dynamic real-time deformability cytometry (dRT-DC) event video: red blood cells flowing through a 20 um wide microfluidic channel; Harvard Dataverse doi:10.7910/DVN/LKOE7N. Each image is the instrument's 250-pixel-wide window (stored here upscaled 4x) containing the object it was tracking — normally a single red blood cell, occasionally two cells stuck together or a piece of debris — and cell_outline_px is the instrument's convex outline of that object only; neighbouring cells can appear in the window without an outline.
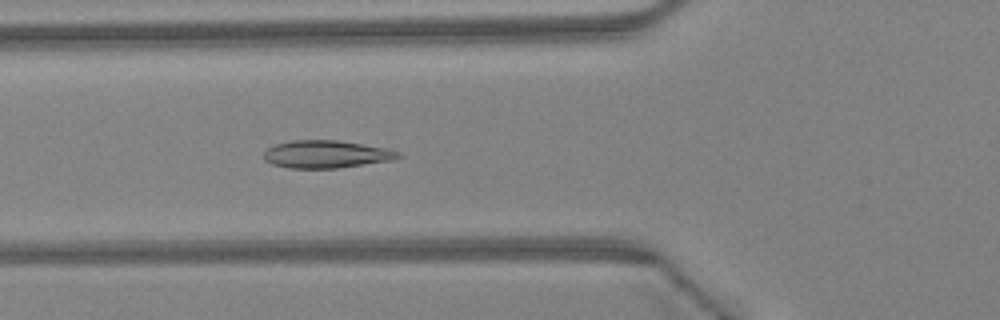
{"species": "Egyptian fruit bat (a non-hibernating species)", "species_latin": "Rousettus aegyptiacus", "temperature_condition": "warm", "stored_images_in_passage": 45, "camera_frame_rate_fps": 3000, "um_per_image_px": 0.085, "animal": {"sex": "female"}, "frame": {"image": 1, "passage_image": 17, "time_ms": 5.333, "image_size_px": [1000, 320], "cell_outline_px": [[404, 156], [396, 160], [336, 168], [288, 168], [272, 164], [264, 160], [264, 152], [268, 148], [276, 144], [292, 140], [336, 140], [388, 148], [400, 152]], "centroid_in_image_um": [27.78, 13.11], "position_along_channel_um": 98.0, "area_um2": 21.79}}
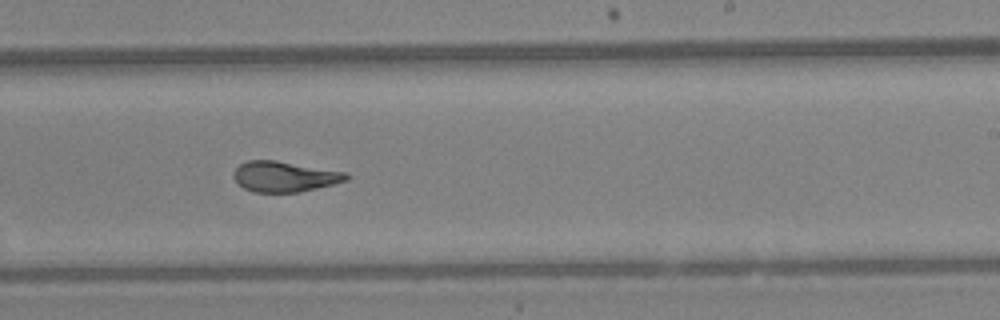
{"frame": {"image": 2, "passage_image": 28, "time_ms": 9.0, "image_size_px": [1000, 320], "cell_outline_px": [[352, 176], [348, 180], [300, 192], [252, 192], [236, 184], [232, 176], [232, 172], [240, 164], [248, 160], [276, 160], [348, 172]], "centroid_in_image_um": [24.17, 15.0], "position_along_channel_um": 264.8, "area_um2": 20.35}}
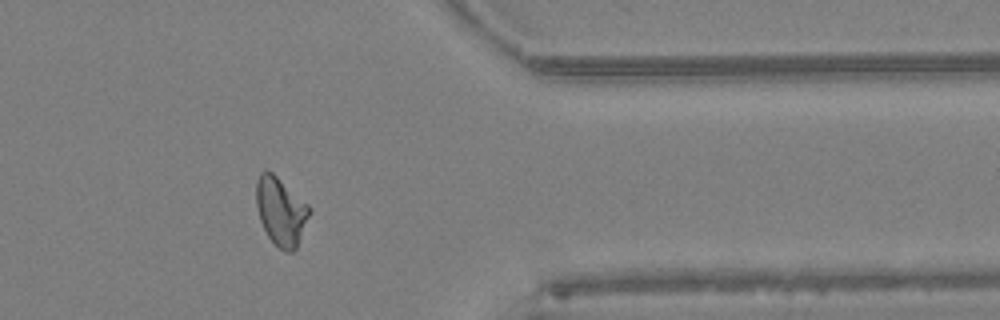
{"frame": {"image": 3, "passage_image": 37, "time_ms": 12.0, "image_size_px": [1000, 320], "cell_outline_px": [[312, 212], [296, 248], [292, 252], [284, 252], [268, 236], [260, 220], [256, 204], [256, 180], [260, 172], [272, 172], [308, 204], [312, 208]], "centroid_in_image_um": [23.89, 17.96], "position_along_channel_um": 387.5, "area_um2": 21.04}, "authors_computed_cell_mechanics": {"area_um2": 20.7502, "velocity_mm_per_s": 4.5685, "shape_relaxation_time_tau1_ms": 4.2133, "shape_relaxation_time_tau2_ms": 1.0721, "deformation_change_tau1": 0.1601, "deformation_change_tau2": 0.0579}}